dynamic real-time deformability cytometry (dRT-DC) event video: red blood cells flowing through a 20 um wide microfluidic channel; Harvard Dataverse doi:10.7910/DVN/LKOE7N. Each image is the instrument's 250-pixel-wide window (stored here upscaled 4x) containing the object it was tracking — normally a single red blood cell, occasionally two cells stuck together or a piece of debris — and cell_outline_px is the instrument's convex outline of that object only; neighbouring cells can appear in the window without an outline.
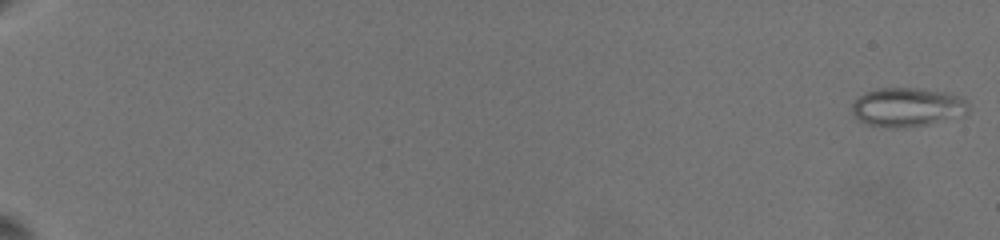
{"species": "common noctule bat (a hibernating species)", "species_latin": "Nyctalus noctula", "temperature_condition": "warm", "stored_images_in_passage": 68, "camera_frame_rate_fps": 3000, "um_per_image_px": 0.085, "animal": {"sex": "female", "body_mass_g": 19.5, "forearm_length_mm": 54.1}, "frame": {"image": 1, "passage_image": 1, "time_ms": 0.0, "image_size_px": [1000, 240], "cell_outline_px": [[968, 112], [964, 116], [928, 124], [904, 128], [896, 128], [864, 124], [852, 112], [852, 104], [860, 96], [876, 88], [920, 88], [944, 92], [960, 96], [968, 104]], "centroid_in_image_um": [77.15, 9.12], "position_along_channel_um": 7.9, "area_um2": 26.47}}
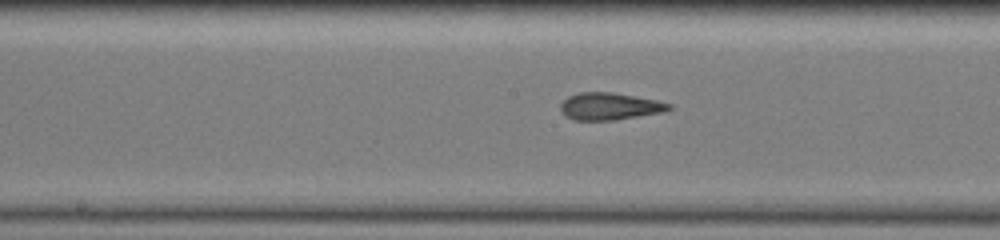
{"frame": {"image": 2, "passage_image": 39, "time_ms": 12.667, "image_size_px": [1000, 240], "cell_outline_px": [[672, 108], [664, 112], [616, 120], [576, 120], [568, 116], [560, 108], [560, 104], [568, 96], [580, 92], [612, 92], [656, 100], [672, 104]], "centroid_in_image_um": [51.85, 9.03], "position_along_channel_um": 196.3, "area_um2": 17.05}}
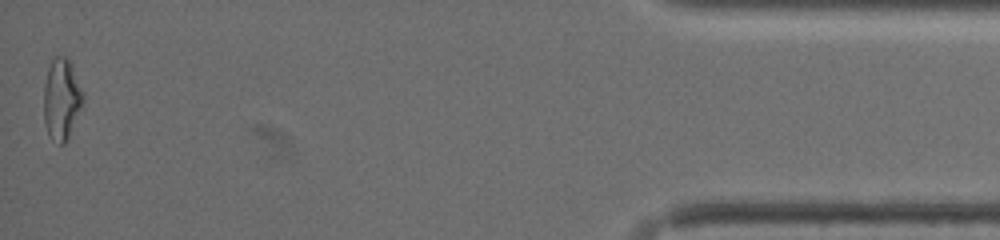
{"frame": {"image": 3, "passage_image": 68, "time_ms": 21.667, "image_size_px": [1000, 240], "cell_outline_px": [[84, 100], [68, 140], [64, 144], [60, 144], [48, 136], [44, 120], [44, 84], [48, 68], [52, 60], [56, 56], [64, 56], [72, 64], [84, 92]], "centroid_in_image_um": [5.25, 8.44], "position_along_channel_um": 430.0, "area_um2": 18.79}, "authors_computed_cell_mechanics": {"area_um2": 17.5134, "velocity_mm_per_s": 3.3956, "shape_relaxation_time_tau1_ms": null, "shape_relaxation_time_tau2_ms": 1.7467, "deformation_change_tau1": null, "deformation_change_tau2": 0.0999}}